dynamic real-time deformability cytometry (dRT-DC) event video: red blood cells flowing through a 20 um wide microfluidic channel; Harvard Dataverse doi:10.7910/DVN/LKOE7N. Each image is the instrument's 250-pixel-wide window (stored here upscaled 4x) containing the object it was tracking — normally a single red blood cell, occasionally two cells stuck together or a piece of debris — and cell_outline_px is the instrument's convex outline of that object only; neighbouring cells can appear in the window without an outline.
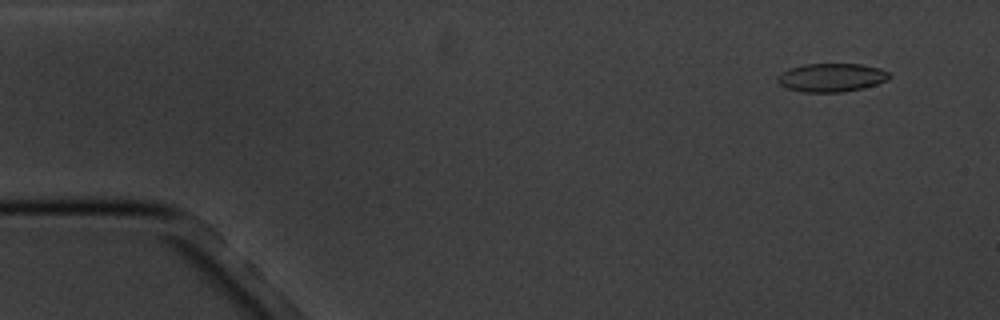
{"species": "common noctule bat (a hibernating species)", "species_latin": "Nyctalus noctula", "temperature_condition": "cold", "stored_images_in_passage": 5, "camera_frame_rate_fps": 3000, "um_per_image_px": 0.085, "animal": {"sex": "male", "body_mass_g": 20.1, "forearm_length_mm": 53.5}, "frame": {"image": 1, "passage_image": 1, "time_ms": 0.0, "image_size_px": [1000, 320], "cell_outline_px": [[892, 76], [888, 80], [864, 88], [840, 92], [804, 92], [788, 88], [780, 84], [776, 80], [776, 76], [788, 68], [804, 64], [860, 64], [880, 68], [888, 72]], "centroid_in_image_um": [70.67, 6.58], "position_along_channel_um": 14.3, "area_um2": 18.61}}